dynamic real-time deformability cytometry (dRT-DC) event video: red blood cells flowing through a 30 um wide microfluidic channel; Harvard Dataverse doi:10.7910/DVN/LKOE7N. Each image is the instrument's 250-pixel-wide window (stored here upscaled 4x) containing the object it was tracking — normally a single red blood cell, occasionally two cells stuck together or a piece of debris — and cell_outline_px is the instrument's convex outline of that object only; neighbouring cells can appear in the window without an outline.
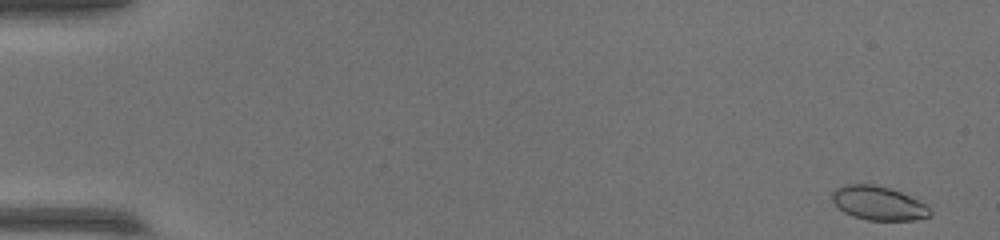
{"species": "common noctule bat (a hibernating species)", "species_latin": "Nyctalus noctula", "temperature_condition": "warm", "stored_images_in_passage": 52, "camera_frame_rate_fps": 3000, "um_per_image_px": 0.085, "animal": {"sex": "female", "body_mass_g": 17.0, "forearm_length_mm": 48.0}, "frame": {"image": 1, "passage_image": 1, "time_ms": 0.0, "image_size_px": [1000, 240], "cell_outline_px": [[932, 212], [928, 216], [916, 220], [868, 220], [852, 216], [844, 212], [832, 200], [832, 192], [836, 188], [844, 184], [872, 184], [888, 188], [900, 192], [924, 204]], "centroid_in_image_um": [74.62, 17.27], "position_along_channel_um": 10.4, "area_um2": 19.02}}
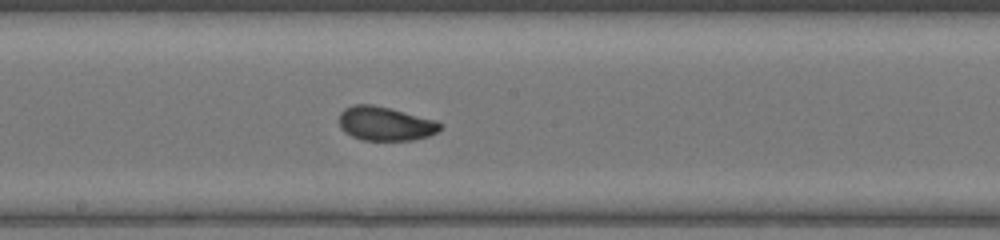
{"frame": {"image": 2, "passage_image": 29, "time_ms": 9.333, "image_size_px": [1000, 240], "cell_outline_px": [[440, 128], [436, 132], [428, 136], [412, 140], [364, 140], [352, 136], [344, 132], [340, 128], [340, 112], [344, 108], [352, 104], [372, 104], [436, 120], [440, 124]], "centroid_in_image_um": [32.7, 10.5], "position_along_channel_um": 215.5, "area_um2": 19.83}}
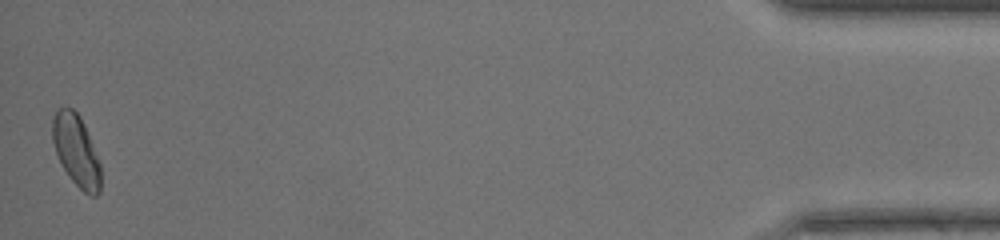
{"frame": {"image": 3, "passage_image": 52, "time_ms": 17.0, "image_size_px": [1000, 240], "cell_outline_px": [[100, 192], [96, 196], [88, 196], [68, 176], [56, 152], [52, 140], [52, 120], [56, 112], [60, 108], [72, 108], [80, 116], [100, 164]], "centroid_in_image_um": [6.47, 12.82], "position_along_channel_um": 428.7, "area_um2": 19.65}}